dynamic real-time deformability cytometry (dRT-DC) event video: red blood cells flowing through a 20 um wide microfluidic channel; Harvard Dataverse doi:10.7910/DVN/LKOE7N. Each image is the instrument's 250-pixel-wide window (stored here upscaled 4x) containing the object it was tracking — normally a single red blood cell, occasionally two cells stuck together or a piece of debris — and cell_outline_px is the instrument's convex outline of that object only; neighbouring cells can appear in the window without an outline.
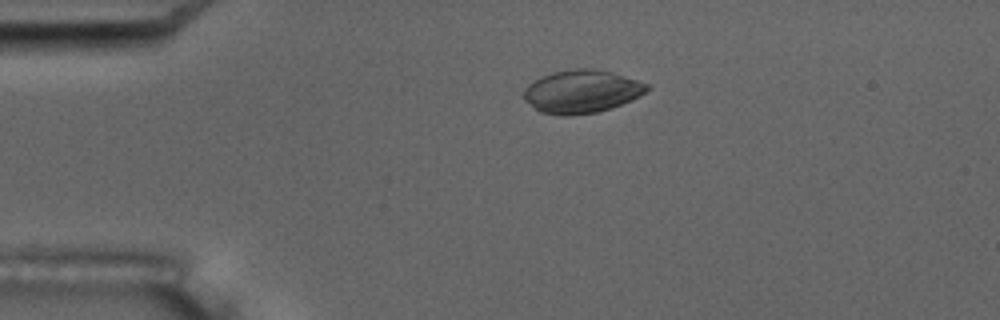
{"species": "common noctule bat (a hibernating species)", "species_latin": "Nyctalus noctula", "temperature_condition": "room temperature", "stored_images_in_passage": 5, "camera_frame_rate_fps": 3000, "um_per_image_px": 0.085, "animal": {"sex": "male", "body_mass_g": 17.5, "forearm_length_mm": 52.3}, "frame": {"image": 1, "passage_image": 4, "time_ms": 3.667, "image_size_px": [1000, 320], "cell_outline_px": [[652, 88], [640, 96], [632, 100], [612, 108], [596, 112], [572, 116], [560, 116], [540, 112], [524, 100], [524, 88], [528, 84], [552, 72], [572, 68], [596, 68], [612, 72], [648, 84]], "centroid_in_image_um": [49.45, 7.78], "position_along_channel_um": 35.5, "area_um2": 31.15}}